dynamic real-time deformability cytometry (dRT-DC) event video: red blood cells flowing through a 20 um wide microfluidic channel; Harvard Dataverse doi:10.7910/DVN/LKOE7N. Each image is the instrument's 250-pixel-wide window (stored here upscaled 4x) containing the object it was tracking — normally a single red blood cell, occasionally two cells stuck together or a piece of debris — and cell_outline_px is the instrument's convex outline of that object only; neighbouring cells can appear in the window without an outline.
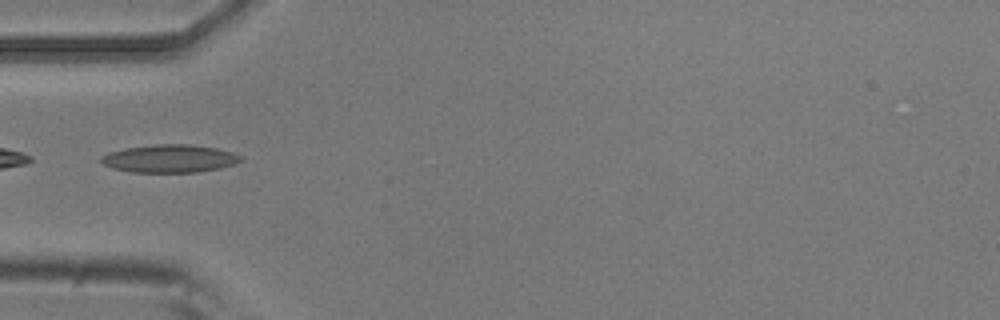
{"species": "common noctule bat (a hibernating species)", "species_latin": "Nyctalus noctula", "temperature_condition": "room temperature", "stored_images_in_passage": 1, "camera_frame_rate_fps": 3000, "um_per_image_px": 0.085, "animal": {"sex": "male", "body_mass_g": 20.5, "forearm_length_mm": 52.5}, "frame": {"image": 1, "passage_image": 1, "time_ms": 0.0, "image_size_px": [1000, 320], "cell_outline_px": [[244, 160], [236, 164], [220, 168], [196, 172], [132, 172], [112, 168], [104, 164], [100, 160], [100, 156], [108, 152], [124, 148], [156, 144], [192, 144], [216, 148], [232, 152], [240, 156]], "centroid_in_image_um": [14.42, 13.47], "position_along_channel_um": 70.6, "area_um2": 22.83}}